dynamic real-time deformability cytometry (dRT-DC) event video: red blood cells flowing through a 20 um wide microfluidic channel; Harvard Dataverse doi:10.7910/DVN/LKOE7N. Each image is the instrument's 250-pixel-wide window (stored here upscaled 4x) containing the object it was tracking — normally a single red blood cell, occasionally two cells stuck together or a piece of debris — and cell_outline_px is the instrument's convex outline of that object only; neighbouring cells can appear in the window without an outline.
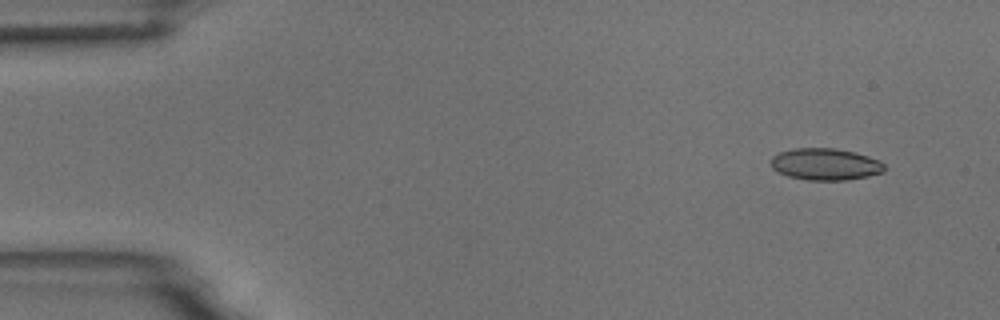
{"species": "common noctule bat (a hibernating species)", "species_latin": "Nyctalus noctula", "temperature_condition": "room temperature", "stored_images_in_passage": 6, "camera_frame_rate_fps": 3000, "um_per_image_px": 0.085, "animal": {"sex": "male", "body_mass_g": 18.8}, "frame": {"image": 1, "passage_image": 2, "time_ms": 1.333, "image_size_px": [1000, 320], "cell_outline_px": [[884, 172], [868, 176], [848, 180], [808, 180], [788, 176], [776, 172], [772, 168], [772, 156], [780, 152], [792, 148], [836, 148], [856, 152], [880, 160], [884, 164]], "centroid_in_image_um": [70.16, 13.96], "position_along_channel_um": 14.8, "area_um2": 21.21}}
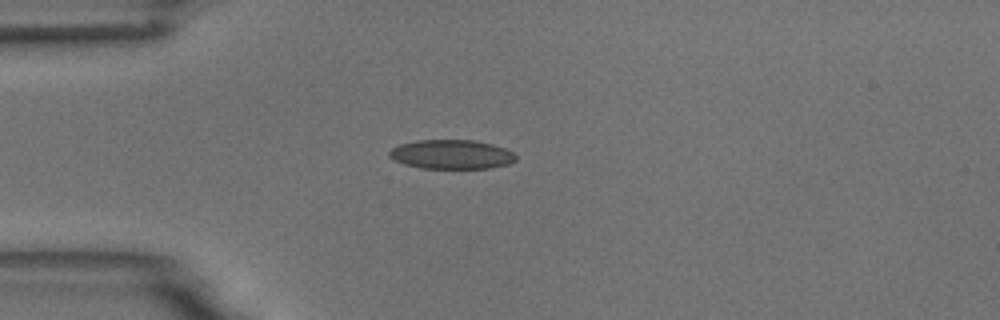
{"frame": {"image": 2, "passage_image": 5, "time_ms": 4.667, "image_size_px": [1000, 320], "cell_outline_px": [[516, 160], [508, 164], [488, 168], [420, 168], [404, 164], [388, 156], [388, 152], [392, 148], [400, 144], [416, 140], [472, 140], [492, 144], [504, 148], [512, 152], [516, 156]], "centroid_in_image_um": [38.36, 13.12], "position_along_channel_um": 46.6, "area_um2": 21.44}}